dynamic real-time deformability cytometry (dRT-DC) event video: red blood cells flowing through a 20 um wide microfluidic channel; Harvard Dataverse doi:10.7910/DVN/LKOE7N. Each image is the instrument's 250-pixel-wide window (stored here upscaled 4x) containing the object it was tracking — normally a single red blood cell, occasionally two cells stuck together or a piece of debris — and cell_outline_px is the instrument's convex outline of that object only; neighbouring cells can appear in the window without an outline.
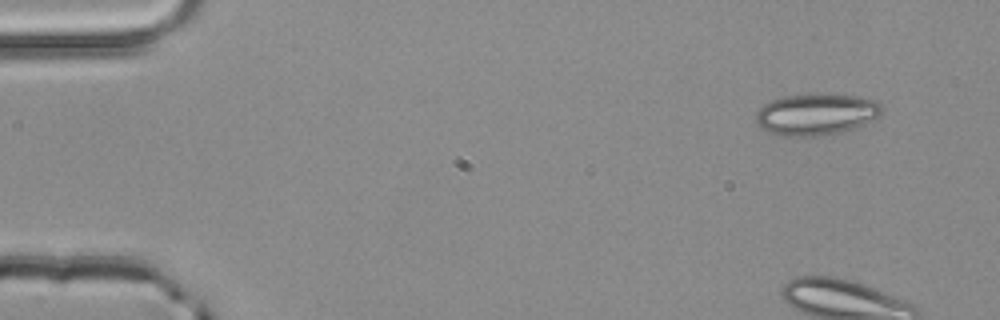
{"species": "common noctule bat (a hibernating species)", "species_latin": "Nyctalus noctula", "temperature_condition": "room temperature", "stored_images_in_passage": 5, "camera_frame_rate_fps": 3000, "um_per_image_px": 0.085, "animal": {"sex": "male", "body_mass_g": 20.4}, "frame": {"image": 1, "passage_image": 1, "time_ms": 0.0, "image_size_px": [1000, 320], "cell_outline_px": [[884, 112], [880, 116], [864, 124], [844, 132], [812, 136], [784, 136], [768, 132], [760, 128], [756, 124], [756, 112], [764, 104], [772, 100], [784, 96], [812, 92], [860, 96], [876, 100], [884, 108]], "centroid_in_image_um": [69.4, 9.69], "position_along_channel_um": 15.6, "area_um2": 31.21}}